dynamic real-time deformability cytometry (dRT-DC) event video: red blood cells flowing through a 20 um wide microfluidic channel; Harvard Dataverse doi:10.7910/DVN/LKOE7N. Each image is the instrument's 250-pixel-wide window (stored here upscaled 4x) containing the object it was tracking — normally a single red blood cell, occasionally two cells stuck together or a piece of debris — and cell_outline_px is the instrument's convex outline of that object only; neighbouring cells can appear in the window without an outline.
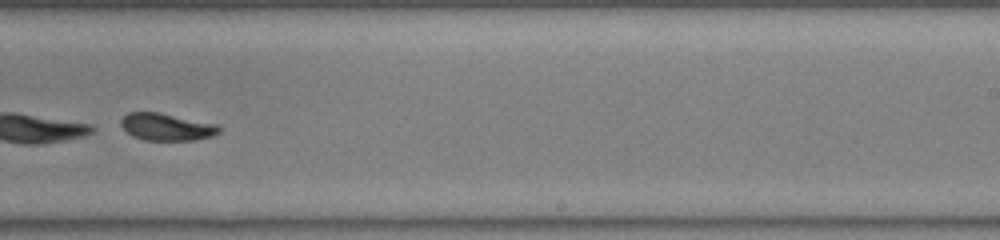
{"species": "common noctule bat (a hibernating species)", "species_latin": "Nyctalus noctula", "temperature_condition": "warm", "stored_images_in_passage": 47, "segment_of_instrument_passage": [2, 2], "camera_frame_rate_fps": 3000, "um_per_image_px": 0.085, "animal": {"sex": "male", "body_mass_g": 19.0, "forearm_length_mm": 50.8}, "frame": {"image": 1, "passage_image": 30, "time_ms": 9.667, "image_size_px": [1000, 240], "cell_outline_px": [[224, 128], [220, 132], [212, 136], [196, 140], [144, 140], [132, 136], [120, 124], [120, 120], [128, 112], [160, 112], [220, 124]], "centroid_in_image_um": [14.23, 10.78], "position_along_channel_um": 274.8, "area_um2": 15.9}}
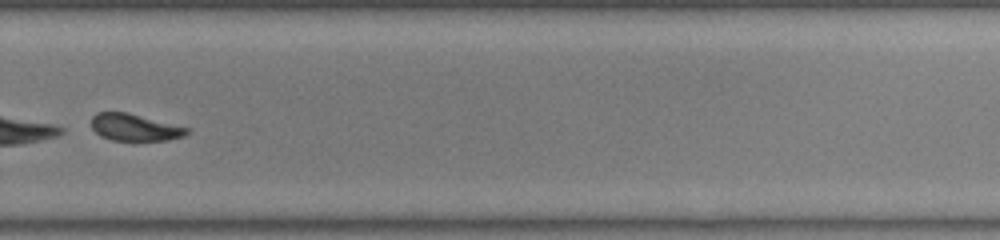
{"frame": {"image": 2, "passage_image": 33, "time_ms": 10.667, "image_size_px": [1000, 240], "cell_outline_px": [[192, 128], [184, 136], [168, 140], [112, 140], [100, 136], [92, 128], [92, 116], [96, 112], [128, 112]], "centroid_in_image_um": [11.48, 10.82], "position_along_channel_um": 318.3, "area_um2": 15.14}}
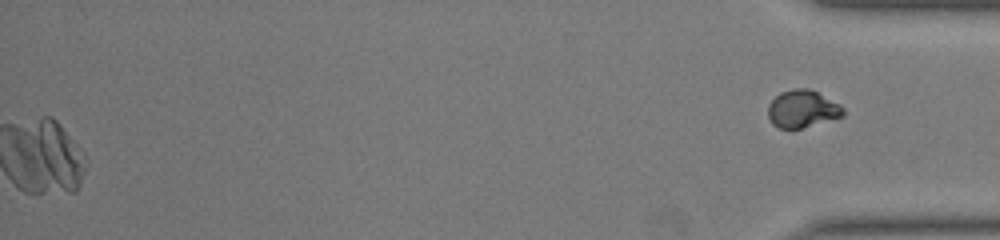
{"frame": {"image": 3, "passage_image": 47, "time_ms": 15.333, "image_size_px": [1000, 240], "cell_outline_px": [[844, 116], [800, 128], [780, 128], [772, 124], [768, 116], [768, 104], [780, 92], [792, 88], [808, 88], [840, 104], [844, 108]], "centroid_in_image_um": [68.19, 9.24], "position_along_channel_um": 367.0, "area_um2": 16.3}}